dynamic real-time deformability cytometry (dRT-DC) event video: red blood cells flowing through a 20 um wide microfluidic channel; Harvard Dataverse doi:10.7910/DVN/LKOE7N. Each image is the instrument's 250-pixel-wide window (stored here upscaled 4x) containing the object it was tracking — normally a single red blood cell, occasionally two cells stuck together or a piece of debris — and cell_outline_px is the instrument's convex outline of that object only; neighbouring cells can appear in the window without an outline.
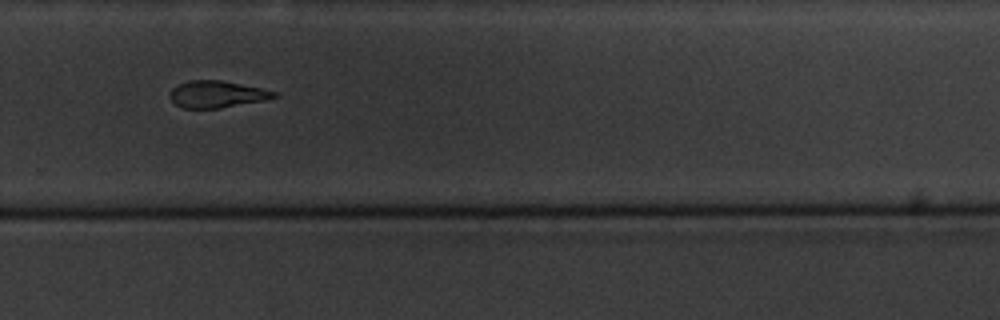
{"species": "common noctule bat (a hibernating species)", "species_latin": "Nyctalus noctula", "temperature_condition": "cold", "stored_images_in_passage": 18, "camera_frame_rate_fps": 3000, "um_per_image_px": 0.085, "animal": {"sex": "male", "body_mass_g": 20.1, "forearm_length_mm": 53.5}, "frame": {"image": 1, "passage_image": 13, "time_ms": 14.0, "image_size_px": [1000, 320], "cell_outline_px": [[276, 96], [264, 100], [220, 108], [184, 108], [176, 104], [168, 96], [172, 88], [188, 80], [220, 80], [260, 88], [276, 92]], "centroid_in_image_um": [18.38, 8.01], "position_along_channel_um": 311.4, "area_um2": 16.01}, "authors_computed_cell_mechanics": {"area_um2": 17.0221, "velocity_mm_per_s": 3.4413, "shape_relaxation_time_tau1_ms": 1.5521, "shape_relaxation_time_tau2_ms": 2.2836, "deformation_change_tau1": 0.0722, "deformation_change_tau2": 0.0711}}